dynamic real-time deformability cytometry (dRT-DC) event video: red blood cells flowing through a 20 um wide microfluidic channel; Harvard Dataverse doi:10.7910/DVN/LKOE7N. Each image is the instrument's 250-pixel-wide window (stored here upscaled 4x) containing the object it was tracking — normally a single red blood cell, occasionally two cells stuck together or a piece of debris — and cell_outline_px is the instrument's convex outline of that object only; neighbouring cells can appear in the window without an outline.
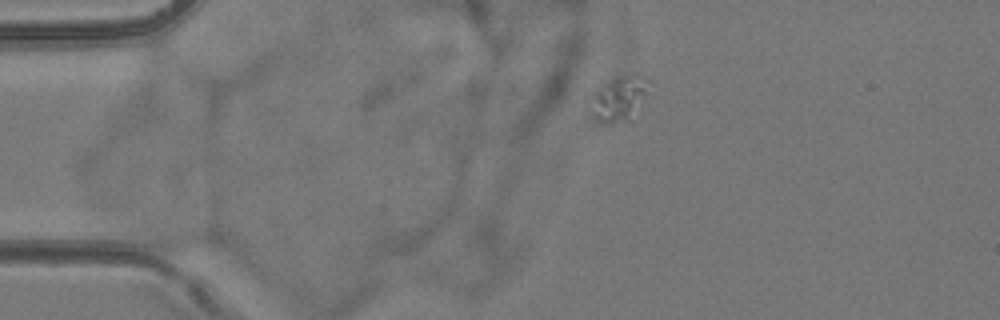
{"species": "common noctule bat (a hibernating species)", "species_latin": "Nyctalus noctula", "temperature_condition": "room temperature", "stored_images_in_passage": 7, "camera_frame_rate_fps": 3000, "um_per_image_px": 0.085, "animal": {"sex": "female", "body_mass_g": 24.6, "forearm_length_mm": 56.2}, "frame": {"image": 1, "passage_image": 1, "time_ms": 0.0, "image_size_px": [1000, 320], "cell_outline_px": [[648, 92], [632, 120], [596, 120], [592, 96], [600, 88], [616, 76], [636, 72], [644, 76], [648, 80]], "centroid_in_image_um": [52.75, 8.28], "position_along_channel_um": 32.3, "area_um2": 14.57}}
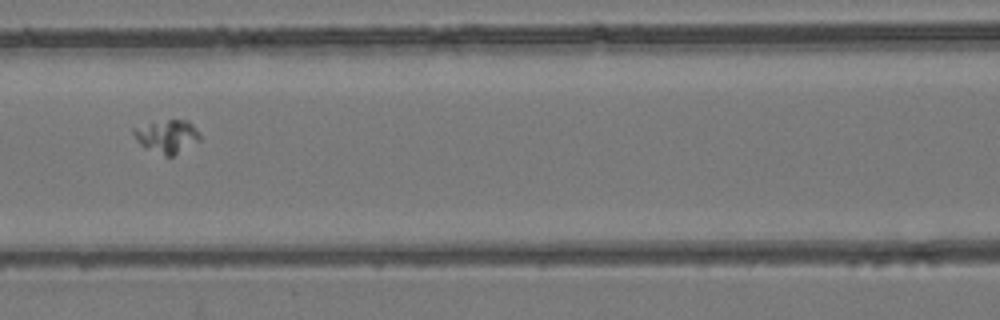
{"frame": {"image": 2, "passage_image": 5, "time_ms": 4.333, "image_size_px": [1000, 320], "cell_outline_px": [[200, 140], [172, 156], [164, 156], [144, 148], [140, 144], [132, 132], [132, 128], [168, 120], [188, 120], [200, 132]], "centroid_in_image_um": [14.21, 11.6], "position_along_channel_um": 152.4, "area_um2": 12.6}}
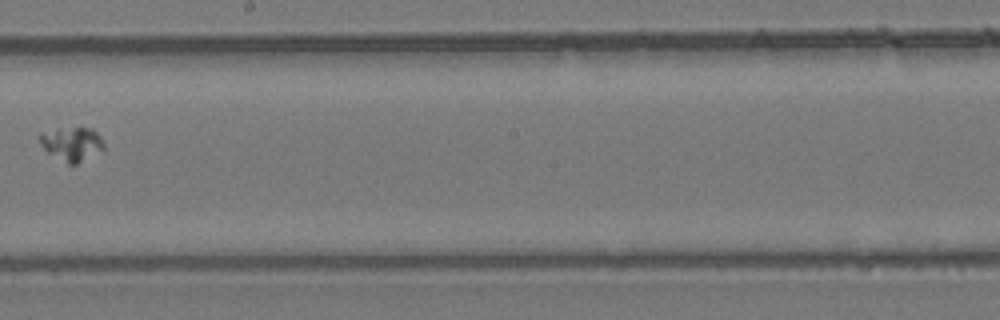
{"frame": {"image": 3, "passage_image": 7, "time_ms": 6.667, "image_size_px": [1000, 320], "cell_outline_px": [[104, 148], [76, 164], [68, 164], [48, 152], [44, 148], [36, 136], [40, 132], [72, 128], [92, 128], [100, 136], [104, 144]], "centroid_in_image_um": [6.08, 12.22], "position_along_channel_um": 242.1, "area_um2": 12.31}}